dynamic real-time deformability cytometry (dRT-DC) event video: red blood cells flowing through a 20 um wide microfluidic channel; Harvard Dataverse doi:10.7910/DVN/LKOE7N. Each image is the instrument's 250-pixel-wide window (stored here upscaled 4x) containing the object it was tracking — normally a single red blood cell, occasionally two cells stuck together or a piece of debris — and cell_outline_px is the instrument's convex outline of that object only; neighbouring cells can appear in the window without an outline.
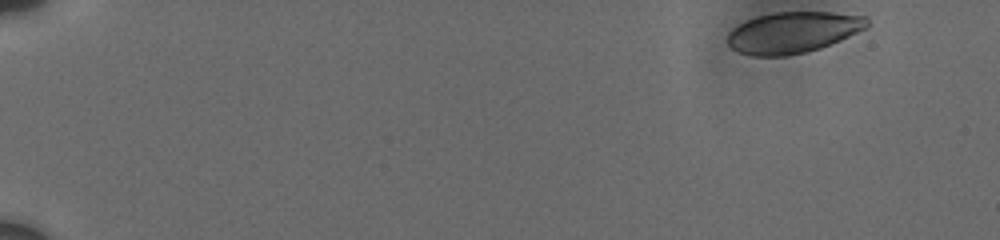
{"species": "human", "species_latin": "Homo sapiens", "temperature_condition": "cold", "stored_images_in_passage": 10, "camera_frame_rate_fps": 3000, "um_per_image_px": 0.085, "donor": {"sex": "male"}, "frame": {"image": 1, "passage_image": 1, "time_ms": 0.0, "image_size_px": [1000, 240], "cell_outline_px": [[868, 28], [840, 40], [820, 48], [788, 56], [752, 56], [740, 52], [732, 48], [728, 44], [728, 32], [732, 28], [756, 16], [776, 12], [832, 12], [868, 16]], "centroid_in_image_um": [67.43, 2.75], "position_along_channel_um": 17.6, "area_um2": 33.52}}